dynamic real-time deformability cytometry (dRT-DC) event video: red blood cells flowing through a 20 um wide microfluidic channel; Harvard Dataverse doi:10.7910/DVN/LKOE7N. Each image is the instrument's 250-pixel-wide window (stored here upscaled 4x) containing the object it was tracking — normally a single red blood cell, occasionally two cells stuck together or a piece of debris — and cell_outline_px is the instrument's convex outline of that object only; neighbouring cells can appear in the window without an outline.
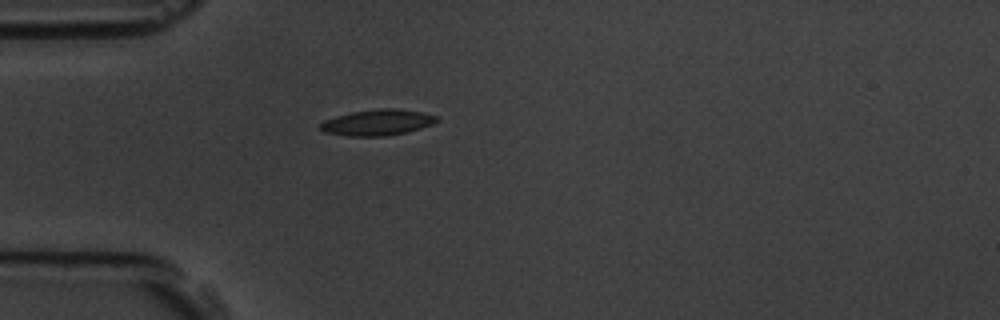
{"species": "common noctule bat (a hibernating species)", "species_latin": "Nyctalus noctula", "temperature_condition": "room temperature", "stored_images_in_passage": 1, "camera_frame_rate_fps": 3000, "um_per_image_px": 0.085, "animal": {"sex": "male", "body_mass_g": 19.5, "forearm_length_mm": 54.6}, "frame": {"image": 1, "passage_image": 1, "time_ms": 0.0, "image_size_px": [1000, 320], "cell_outline_px": [[440, 120], [432, 124], [408, 132], [384, 136], [348, 136], [324, 132], [316, 128], [324, 120], [336, 116], [352, 112], [380, 108], [396, 108], [420, 112], [436, 116]], "centroid_in_image_um": [32.05, 10.41], "position_along_channel_um": 53.0, "area_um2": 17.63}}